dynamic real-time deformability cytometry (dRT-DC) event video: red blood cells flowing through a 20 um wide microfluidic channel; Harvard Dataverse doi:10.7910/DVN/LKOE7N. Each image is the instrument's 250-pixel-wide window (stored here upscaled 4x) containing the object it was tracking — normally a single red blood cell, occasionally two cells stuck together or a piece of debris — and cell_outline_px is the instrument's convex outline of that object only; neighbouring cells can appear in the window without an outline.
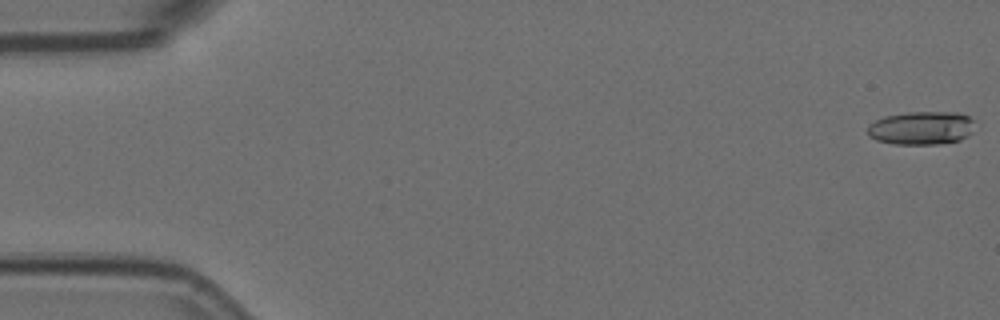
{"species": "Egyptian fruit bat (a non-hibernating species)", "species_latin": "Rousettus aegyptiacus", "temperature_condition": "room temperature", "stored_images_in_passage": 8, "camera_frame_rate_fps": 3000, "um_per_image_px": 0.085, "animal": {"sex": "female"}, "frame": {"image": 1, "passage_image": 1, "time_ms": 0.0, "image_size_px": [1000, 320], "cell_outline_px": [[972, 132], [968, 136], [960, 140], [936, 144], [892, 144], [876, 140], [868, 136], [868, 124], [884, 116], [908, 112], [960, 112], [968, 116], [972, 120]], "centroid_in_image_um": [78.29, 10.88], "position_along_channel_um": 6.7, "area_um2": 20.92}}
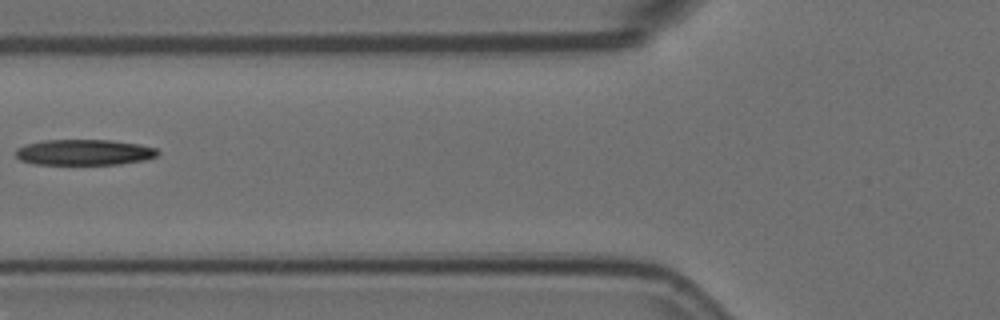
{"frame": {"image": 2, "passage_image": 7, "time_ms": 2.0, "image_size_px": [1000, 320], "cell_outline_px": [[160, 156], [148, 160], [120, 164], [32, 164], [20, 160], [16, 156], [16, 148], [28, 144], [44, 140], [108, 140], [140, 144], [156, 148], [160, 152]], "centroid_in_image_um": [7.22, 12.95], "position_along_channel_um": 118.6, "area_um2": 21.5}}
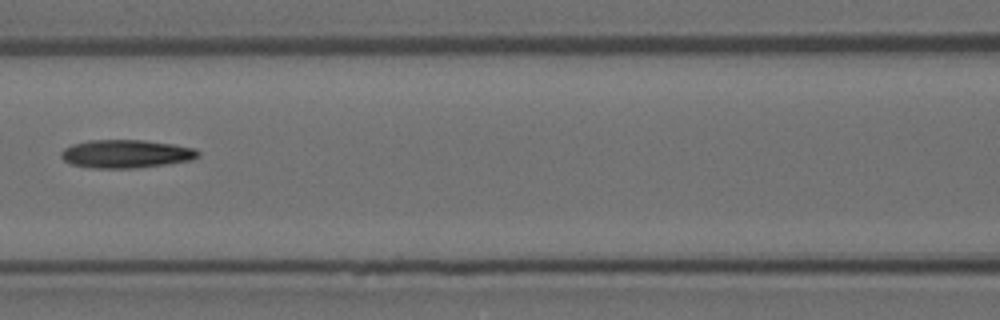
{"frame": {"image": 3, "passage_image": 8, "time_ms": 2.333, "image_size_px": [1000, 320], "cell_outline_px": [[200, 156], [192, 160], [136, 168], [92, 168], [72, 164], [64, 160], [60, 156], [60, 152], [64, 148], [72, 144], [88, 140], [144, 140], [172, 144], [196, 148], [200, 152]], "centroid_in_image_um": [10.71, 13.07], "position_along_channel_um": 155.9, "area_um2": 22.6}}